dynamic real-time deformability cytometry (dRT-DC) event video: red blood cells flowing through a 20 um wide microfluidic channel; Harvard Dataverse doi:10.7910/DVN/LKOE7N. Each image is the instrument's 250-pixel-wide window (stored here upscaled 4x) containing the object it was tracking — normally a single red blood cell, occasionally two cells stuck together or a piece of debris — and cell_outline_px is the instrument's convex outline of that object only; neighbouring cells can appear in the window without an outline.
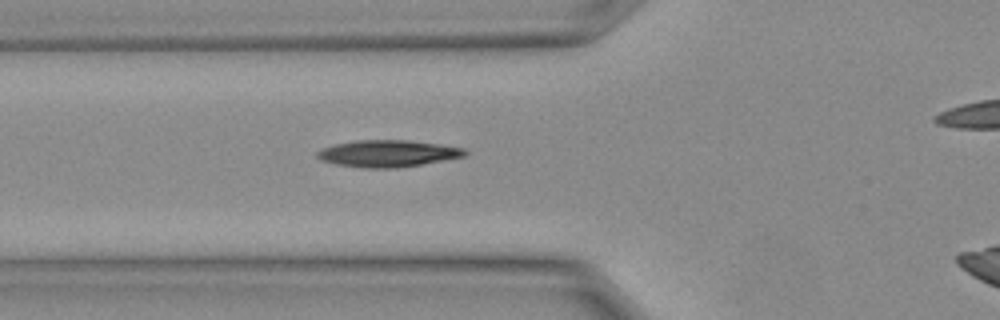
{"species": "Egyptian fruit bat (a non-hibernating species)", "species_latin": "Rousettus aegyptiacus", "temperature_condition": "warm", "stored_images_in_passage": 15, "camera_frame_rate_fps": 3000, "um_per_image_px": 0.085, "animal": {"sex": "female"}, "frame": {"image": 1, "passage_image": 5, "time_ms": 1.333, "image_size_px": [1000, 320], "cell_outline_px": [[468, 152], [464, 156], [420, 164], [396, 168], [364, 168], [336, 164], [320, 160], [316, 156], [316, 152], [324, 148], [336, 144], [352, 140], [408, 140], [440, 144], [464, 148]], "centroid_in_image_um": [32.93, 13.04], "position_along_channel_um": 92.9, "area_um2": 22.95}}
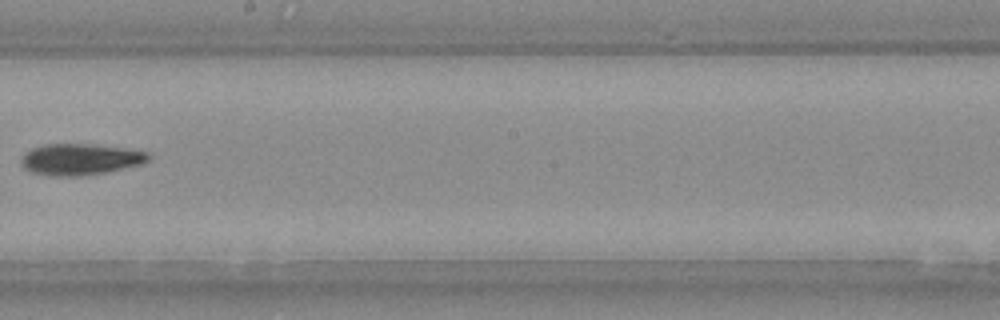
{"frame": {"image": 2, "passage_image": 11, "time_ms": 3.333, "image_size_px": [1000, 320], "cell_outline_px": [[152, 156], [144, 164], [104, 172], [80, 176], [56, 176], [28, 172], [20, 164], [20, 160], [24, 152], [32, 148], [48, 144], [92, 144], [148, 152]], "centroid_in_image_um": [6.79, 13.55], "position_along_channel_um": 241.4, "area_um2": 23.24}}